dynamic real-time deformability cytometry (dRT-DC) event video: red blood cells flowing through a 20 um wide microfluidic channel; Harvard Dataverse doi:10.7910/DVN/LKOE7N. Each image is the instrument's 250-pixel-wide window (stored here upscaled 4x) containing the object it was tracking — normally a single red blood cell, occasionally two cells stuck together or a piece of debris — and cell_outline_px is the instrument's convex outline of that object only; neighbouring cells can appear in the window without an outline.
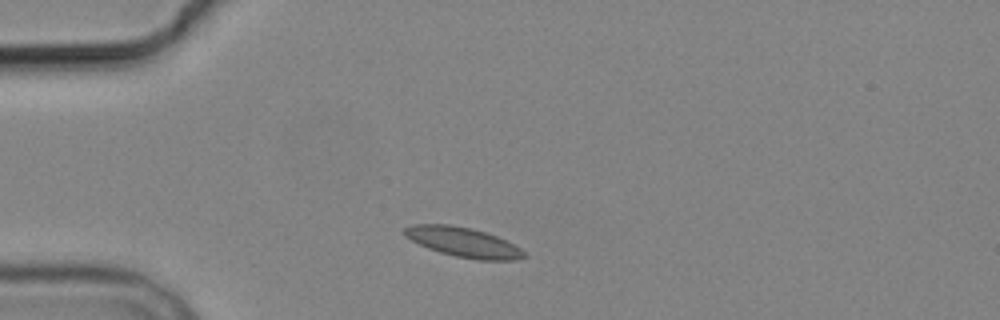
{"species": "common noctule bat (a hibernating species)", "species_latin": "Nyctalus noctula", "temperature_condition": "cold", "stored_images_in_passage": 10, "camera_frame_rate_fps": 3000, "um_per_image_px": 0.085, "animal": {"sex": "male", "body_mass_g": 19.2, "forearm_length_mm": 51.8}, "frame": {"image": 1, "passage_image": 1, "time_ms": 0.0, "image_size_px": [1000, 320], "cell_outline_px": [[528, 256], [516, 260], [480, 260], [456, 256], [440, 252], [428, 248], [404, 236], [404, 228], [412, 224], [452, 224], [472, 228], [496, 236], [520, 248]], "centroid_in_image_um": [39.37, 20.58], "position_along_channel_um": 45.6, "area_um2": 20.52}}
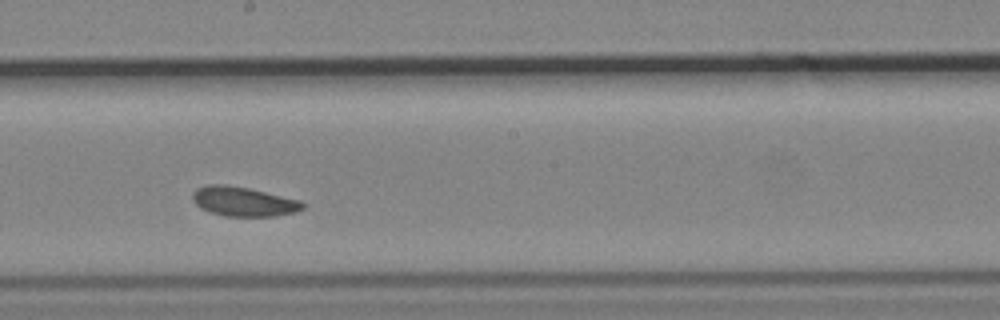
{"frame": {"image": 2, "passage_image": 6, "time_ms": 5.667, "image_size_px": [1000, 320], "cell_outline_px": [[304, 208], [296, 212], [276, 216], [224, 216], [200, 208], [192, 200], [192, 192], [196, 188], [208, 184], [224, 184], [248, 188], [300, 200], [304, 204]], "centroid_in_image_um": [20.67, 17.13], "position_along_channel_um": 227.5, "area_um2": 18.9}}
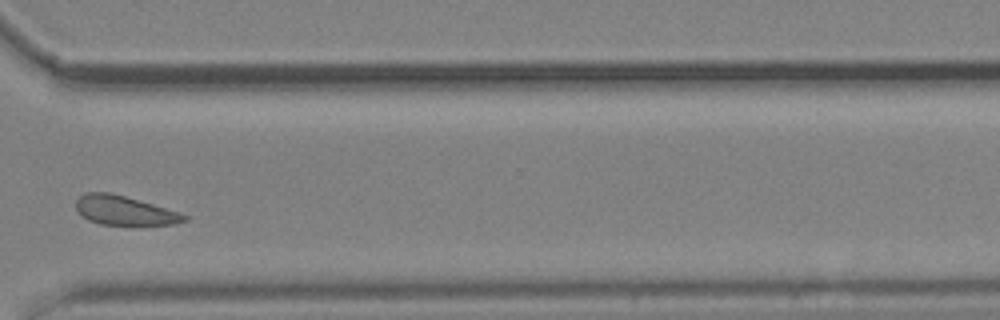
{"frame": {"image": 3, "passage_image": 9, "time_ms": 9.333, "image_size_px": [1000, 320], "cell_outline_px": [[188, 220], [176, 224], [140, 228], [100, 224], [88, 220], [80, 216], [76, 212], [76, 200], [84, 192], [108, 192], [124, 196], [180, 212], [188, 216]], "centroid_in_image_um": [10.61, 17.96], "position_along_channel_um": 360.0, "area_um2": 19.42}}